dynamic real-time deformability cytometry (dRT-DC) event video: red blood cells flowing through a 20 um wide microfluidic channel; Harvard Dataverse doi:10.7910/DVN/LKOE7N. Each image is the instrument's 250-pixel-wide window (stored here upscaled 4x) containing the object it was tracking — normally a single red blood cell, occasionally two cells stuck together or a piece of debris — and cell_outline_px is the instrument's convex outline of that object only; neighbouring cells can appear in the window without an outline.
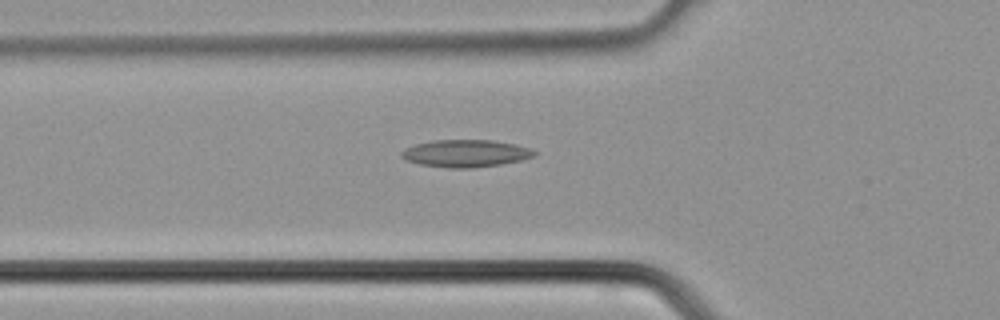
{"species": "common noctule bat (a hibernating species)", "species_latin": "Nyctalus noctula", "temperature_condition": "cold", "stored_images_in_passage": 34, "camera_frame_rate_fps": 3000, "um_per_image_px": 0.085, "animal": {"sex": "male", "body_mass_g": 21.5, "forearm_length_mm": 52.0}, "frame": {"image": 1, "passage_image": 10, "time_ms": 3.0, "image_size_px": [1000, 320], "cell_outline_px": [[536, 156], [520, 160], [500, 164], [472, 168], [448, 168], [420, 164], [408, 160], [400, 156], [400, 152], [404, 148], [416, 144], [432, 140], [492, 140], [516, 144], [532, 148], [536, 152]], "centroid_in_image_um": [39.59, 13.03], "position_along_channel_um": 86.2, "area_um2": 21.21}}
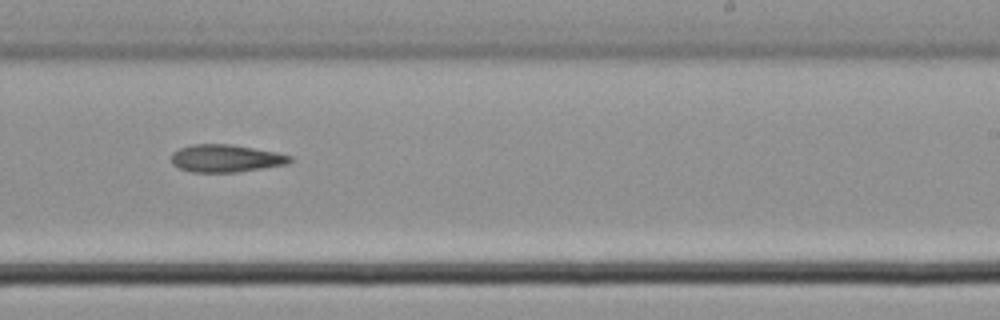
{"frame": {"image": 2, "passage_image": 20, "time_ms": 6.333, "image_size_px": [1000, 320], "cell_outline_px": [[292, 160], [288, 164], [236, 172], [192, 172], [180, 168], [172, 164], [172, 152], [180, 148], [192, 144], [232, 144], [276, 152], [292, 156]], "centroid_in_image_um": [19.2, 13.45], "position_along_channel_um": 269.8, "area_um2": 19.02}}
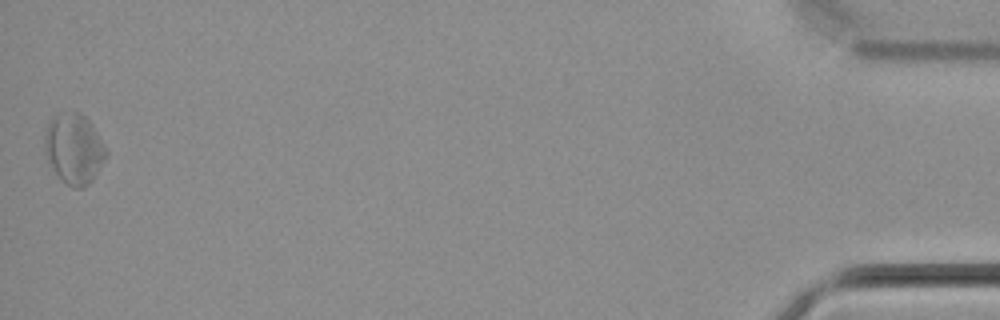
{"frame": {"image": 3, "passage_image": 34, "time_ms": 11.0, "image_size_px": [1000, 320], "cell_outline_px": [[108, 156], [92, 180], [84, 188], [72, 188], [60, 180], [48, 164], [44, 152], [44, 136], [48, 120], [52, 116], [60, 112], [80, 112], [92, 124], [108, 148]], "centroid_in_image_um": [6.28, 12.65], "position_along_channel_um": 428.9, "area_um2": 25.95}}